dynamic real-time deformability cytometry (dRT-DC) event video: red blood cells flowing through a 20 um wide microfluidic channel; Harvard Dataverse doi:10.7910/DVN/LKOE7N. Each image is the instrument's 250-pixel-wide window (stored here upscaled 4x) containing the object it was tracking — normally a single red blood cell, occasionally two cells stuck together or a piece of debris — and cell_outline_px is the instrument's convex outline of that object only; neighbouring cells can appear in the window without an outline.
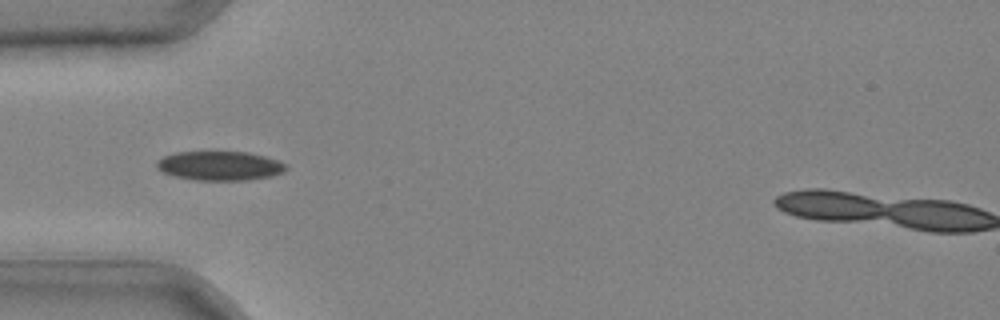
{"species": "common noctule bat (a hibernating species)", "species_latin": "Nyctalus noctula", "temperature_condition": "cold", "stored_images_in_passage": 13, "camera_frame_rate_fps": 3000, "um_per_image_px": 0.085, "animal": {"sex": "male", "body_mass_g": 20.4}, "frame": {"image": 1, "passage_image": 9, "time_ms": 2.667, "image_size_px": [1000, 320], "cell_outline_px": [[288, 168], [284, 172], [272, 176], [244, 180], [196, 180], [172, 176], [156, 168], [156, 160], [164, 156], [176, 152], [248, 152], [280, 160], [288, 164]], "centroid_in_image_um": [18.7, 14.09], "position_along_channel_um": 66.3, "area_um2": 22.2}}